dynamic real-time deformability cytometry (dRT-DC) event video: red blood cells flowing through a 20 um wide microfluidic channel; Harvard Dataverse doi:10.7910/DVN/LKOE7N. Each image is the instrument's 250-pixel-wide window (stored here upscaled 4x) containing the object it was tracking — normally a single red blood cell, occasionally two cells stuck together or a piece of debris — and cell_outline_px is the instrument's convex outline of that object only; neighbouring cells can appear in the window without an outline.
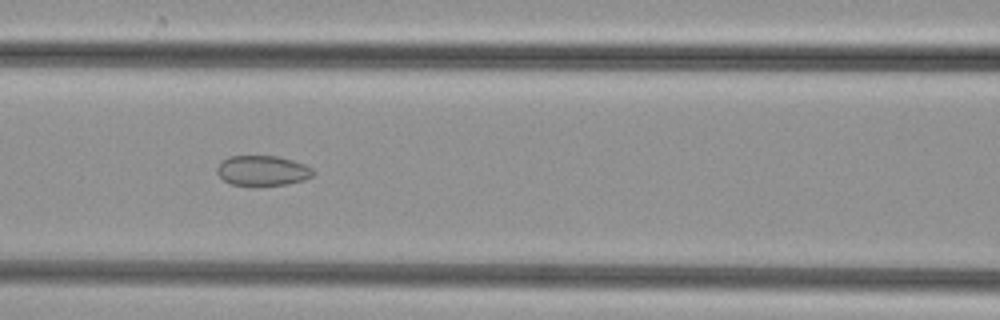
{"species": "common noctule bat (a hibernating species)", "species_latin": "Nyctalus noctula", "temperature_condition": "cold", "stored_images_in_passage": 49, "camera_frame_rate_fps": 3000, "um_per_image_px": 0.085, "animal": {"sex": "female", "body_mass_g": 29.2, "forearm_length_mm": 56.3}, "frame": {"image": 1, "passage_image": 21, "time_ms": 6.667, "image_size_px": [1000, 320], "cell_outline_px": [[316, 172], [312, 176], [304, 180], [288, 184], [256, 188], [252, 188], [232, 184], [224, 180], [216, 172], [216, 168], [228, 156], [280, 156], [304, 164], [312, 168]], "centroid_in_image_um": [22.33, 14.54], "position_along_channel_um": 144.3, "area_um2": 17.46}}
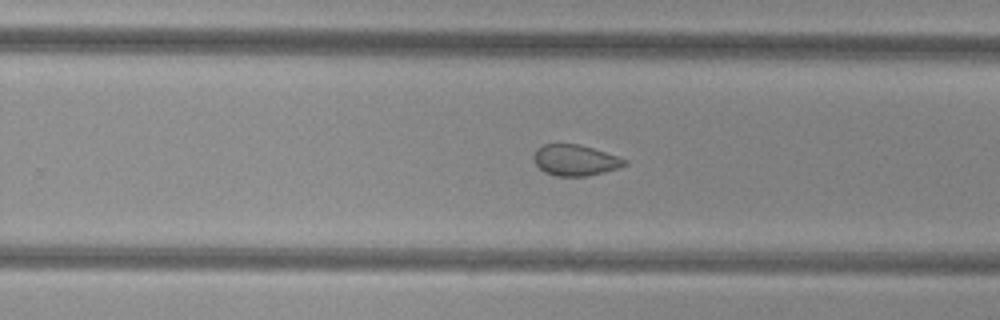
{"frame": {"image": 2, "passage_image": 31, "time_ms": 10.0, "image_size_px": [1000, 320], "cell_outline_px": [[628, 164], [620, 168], [588, 176], [556, 176], [544, 172], [536, 164], [532, 156], [536, 148], [544, 144], [580, 144], [628, 160]], "centroid_in_image_um": [48.89, 13.62], "position_along_channel_um": 280.9, "area_um2": 16.47}}
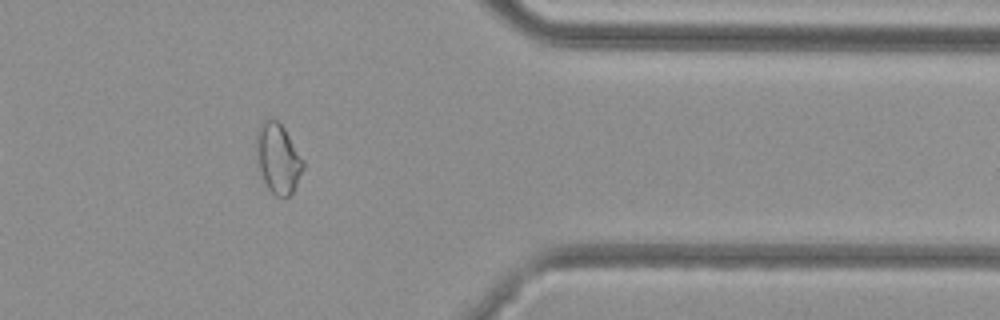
{"frame": {"image": 3, "passage_image": 40, "time_ms": 13.0, "image_size_px": [1000, 320], "cell_outline_px": [[304, 168], [292, 192], [284, 200], [276, 196], [268, 188], [256, 168], [256, 132], [260, 124], [264, 120], [272, 116], [284, 128], [304, 160]], "centroid_in_image_um": [23.59, 13.47], "position_along_channel_um": 387.8, "area_um2": 19.48}}